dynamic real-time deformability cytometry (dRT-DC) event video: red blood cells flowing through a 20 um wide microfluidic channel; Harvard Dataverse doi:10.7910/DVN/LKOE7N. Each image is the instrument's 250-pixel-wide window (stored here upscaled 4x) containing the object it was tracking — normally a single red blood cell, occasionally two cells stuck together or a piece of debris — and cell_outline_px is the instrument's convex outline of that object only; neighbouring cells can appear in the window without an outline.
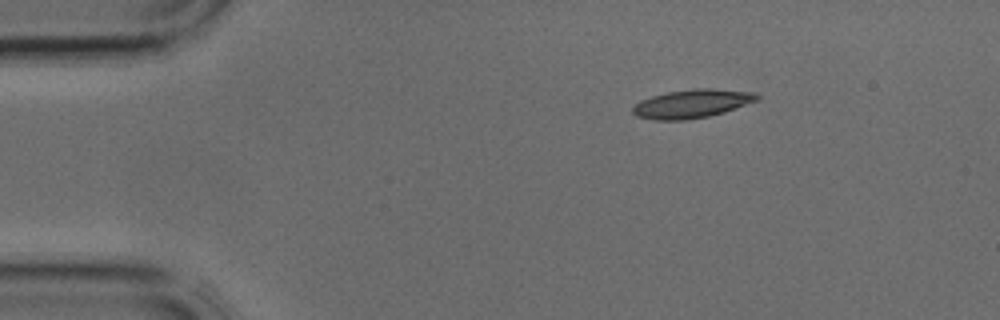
{"species": "common noctule bat (a hibernating species)", "species_latin": "Nyctalus noctula", "temperature_condition": "cold", "stored_images_in_passage": 34, "camera_frame_rate_fps": 3000, "um_per_image_px": 0.085, "animal": {"sex": "male", "body_mass_g": 17.9, "forearm_length_mm": 54.2}, "frame": {"image": 1, "passage_image": 1, "time_ms": 0.0, "image_size_px": [1000, 320], "cell_outline_px": [[760, 96], [756, 100], [724, 112], [708, 116], [684, 120], [652, 120], [636, 116], [632, 112], [632, 108], [640, 100], [652, 96], [668, 92], [696, 88], [712, 88], [756, 92]], "centroid_in_image_um": [58.79, 8.81], "position_along_channel_um": 26.2, "area_um2": 20.58}}
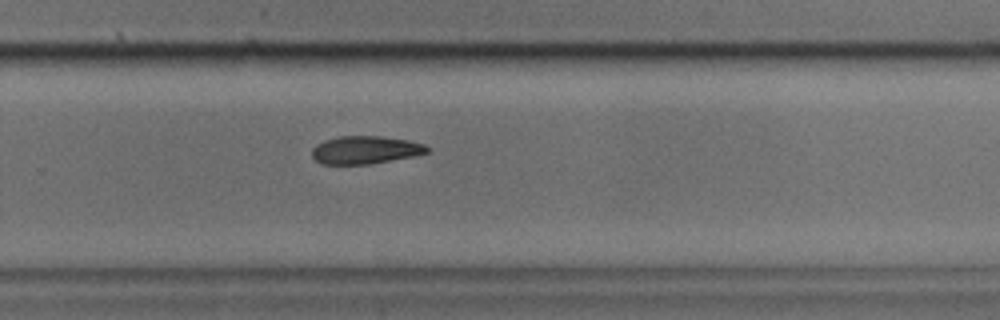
{"frame": {"image": 2, "passage_image": 21, "time_ms": 6.667, "image_size_px": [1000, 320], "cell_outline_px": [[432, 152], [416, 156], [368, 164], [320, 164], [312, 156], [312, 148], [316, 144], [324, 140], [340, 136], [380, 136], [408, 140], [424, 144], [432, 148]], "centroid_in_image_um": [31.1, 12.74], "position_along_channel_um": 298.7, "area_um2": 18.96}}
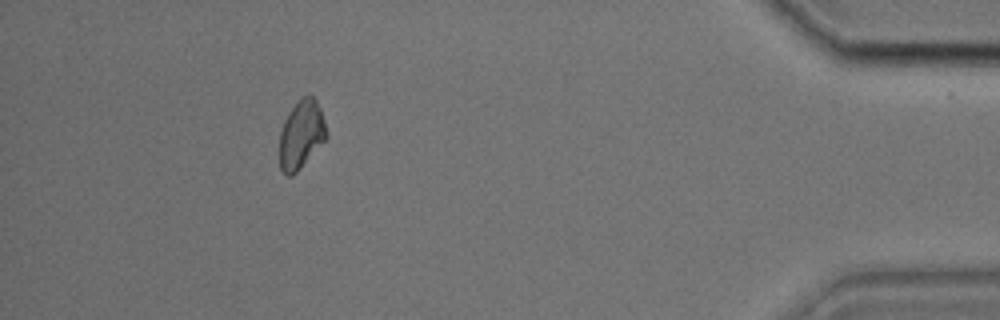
{"frame": {"image": 3, "passage_image": 31, "time_ms": 10.0, "image_size_px": [1000, 320], "cell_outline_px": [[328, 136], [300, 168], [292, 176], [288, 176], [280, 168], [280, 132], [284, 120], [292, 108], [304, 96], [312, 96], [316, 100], [320, 108], [328, 132]], "centroid_in_image_um": [25.61, 11.45], "position_along_channel_um": 409.6, "area_um2": 18.32}}